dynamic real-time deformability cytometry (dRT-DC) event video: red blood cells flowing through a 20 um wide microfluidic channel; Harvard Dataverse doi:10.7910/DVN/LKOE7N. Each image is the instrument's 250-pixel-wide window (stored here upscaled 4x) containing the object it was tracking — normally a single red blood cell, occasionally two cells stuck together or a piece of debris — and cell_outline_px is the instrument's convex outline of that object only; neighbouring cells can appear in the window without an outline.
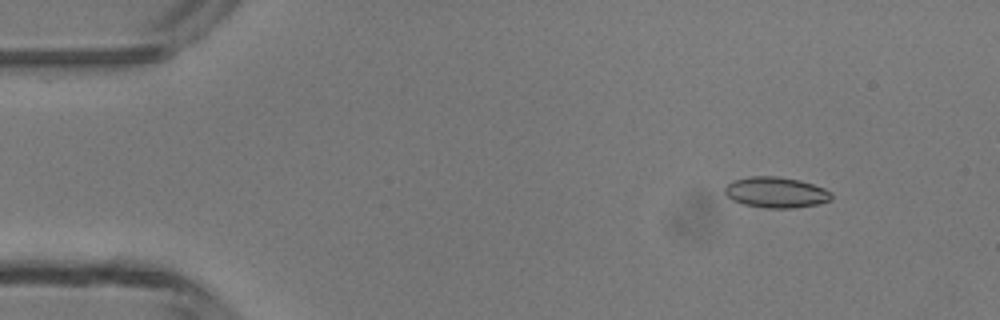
{"species": "common noctule bat (a hibernating species)", "species_latin": "Nyctalus noctula", "temperature_condition": "room temperature", "stored_images_in_passage": 5, "camera_frame_rate_fps": 3000, "um_per_image_px": 0.085, "animal": {"sex": "male", "body_mass_g": 13.3}, "frame": {"image": 1, "passage_image": 2, "time_ms": 1.0, "image_size_px": [1000, 320], "cell_outline_px": [[832, 200], [816, 204], [792, 208], [764, 208], [744, 204], [732, 200], [724, 192], [724, 188], [732, 180], [752, 176], [776, 176], [800, 180], [824, 188], [832, 192]], "centroid_in_image_um": [65.95, 16.35], "position_along_channel_um": 19.0, "area_um2": 19.13}}
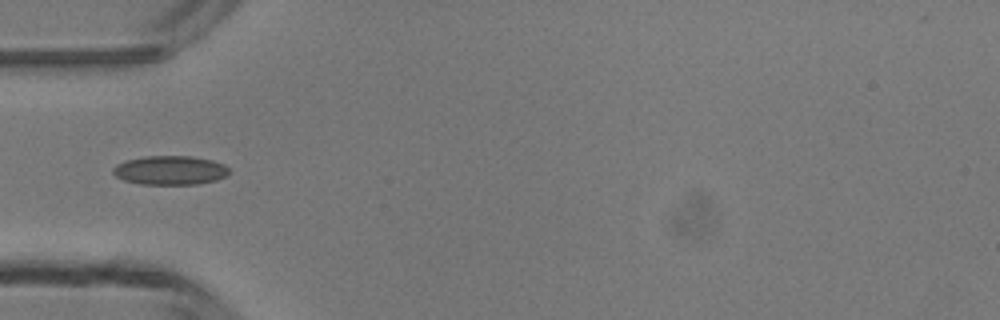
{"frame": {"image": 2, "passage_image": 4, "time_ms": 4.333, "image_size_px": [1000, 320], "cell_outline_px": [[228, 172], [224, 176], [216, 180], [196, 184], [140, 184], [124, 180], [116, 176], [112, 172], [112, 168], [116, 164], [128, 160], [144, 156], [192, 156], [212, 160], [224, 164], [228, 168]], "centroid_in_image_um": [14.43, 14.47], "position_along_channel_um": 70.6, "area_um2": 19.54}}
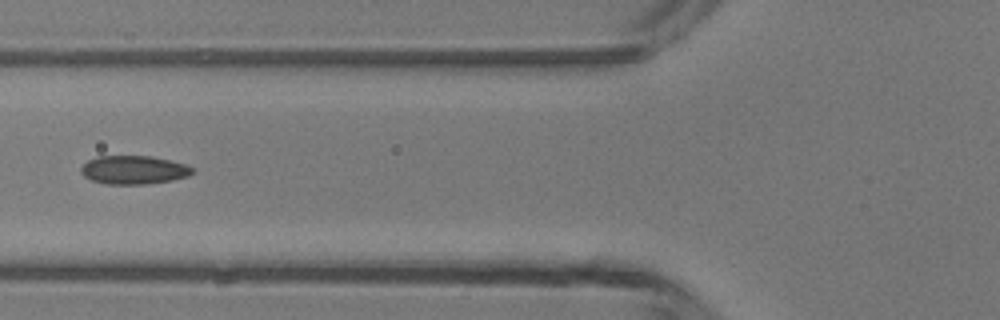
{"frame": {"image": 3, "passage_image": 5, "time_ms": 5.333, "image_size_px": [1000, 320], "cell_outline_px": [[196, 168], [188, 176], [172, 180], [144, 184], [104, 184], [92, 180], [84, 176], [80, 172], [80, 168], [88, 160], [96, 156], [152, 156], [184, 164]], "centroid_in_image_um": [11.34, 14.44], "position_along_channel_um": 114.5, "area_um2": 18.5}}